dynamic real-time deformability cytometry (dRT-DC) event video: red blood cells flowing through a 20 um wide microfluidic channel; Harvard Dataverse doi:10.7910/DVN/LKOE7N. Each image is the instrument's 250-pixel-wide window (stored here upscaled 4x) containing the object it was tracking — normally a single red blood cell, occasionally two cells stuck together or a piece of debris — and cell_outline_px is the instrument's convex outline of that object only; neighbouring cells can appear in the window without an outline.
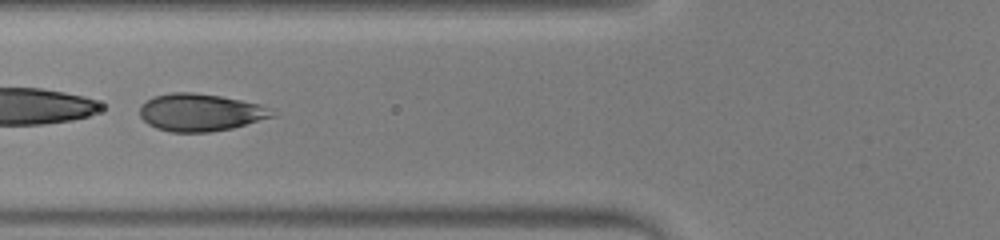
{"species": "human", "species_latin": "Homo sapiens", "temperature_condition": "warm", "stored_images_in_passage": 47, "camera_frame_rate_fps": 3000, "um_per_image_px": 0.085, "donor": {"sex": "male"}, "frame": {"image": 1, "passage_image": 19, "time_ms": 6.0, "image_size_px": [1000, 240], "cell_outline_px": [[280, 116], [232, 128], [208, 132], [172, 132], [156, 128], [148, 124], [140, 116], [140, 104], [152, 96], [172, 92], [192, 92], [220, 96], [260, 104], [272, 108]], "centroid_in_image_um": [17.08, 9.55], "position_along_channel_um": 108.7, "area_um2": 29.3}}
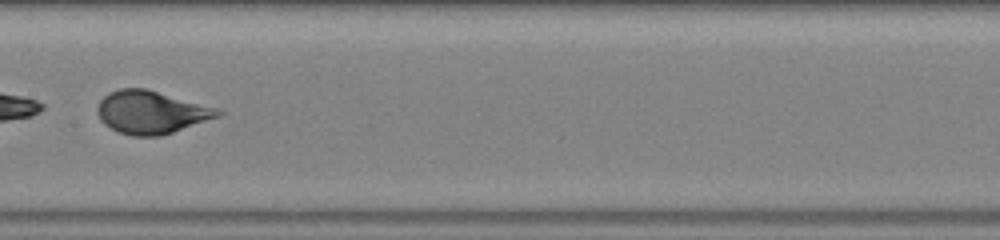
{"frame": {"image": 2, "passage_image": 25, "time_ms": 8.0, "image_size_px": [1000, 240], "cell_outline_px": [[224, 112], [220, 116], [160, 136], [132, 136], [116, 132], [104, 124], [100, 120], [96, 112], [96, 108], [100, 100], [108, 92], [120, 88], [144, 88], [216, 108]], "centroid_in_image_um": [12.78, 9.55], "position_along_channel_um": 194.6, "area_um2": 29.94}}